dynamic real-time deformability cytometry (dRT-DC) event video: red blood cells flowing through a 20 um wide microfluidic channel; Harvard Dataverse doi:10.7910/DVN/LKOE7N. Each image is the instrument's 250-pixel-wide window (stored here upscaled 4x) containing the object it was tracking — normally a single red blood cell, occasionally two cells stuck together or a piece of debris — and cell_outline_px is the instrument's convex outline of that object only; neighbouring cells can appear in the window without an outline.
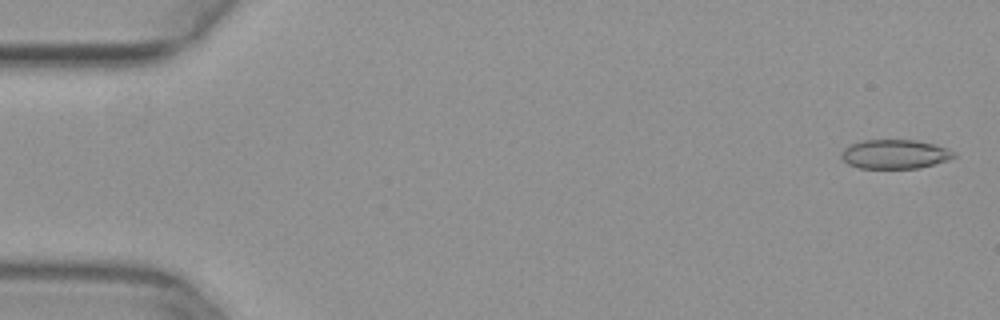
{"species": "common noctule bat (a hibernating species)", "species_latin": "Nyctalus noctula", "temperature_condition": "warm", "stored_images_in_passage": 14, "camera_frame_rate_fps": 3000, "um_per_image_px": 0.085, "animal": {"sex": "female", "body_mass_g": 29.2, "forearm_length_mm": 56.3}, "frame": {"image": 1, "passage_image": 2, "time_ms": 0.333, "image_size_px": [1000, 320], "cell_outline_px": [[956, 156], [948, 160], [920, 168], [860, 168], [848, 164], [840, 156], [840, 152], [844, 148], [852, 144], [864, 140], [916, 140], [936, 144], [948, 148], [956, 152]], "centroid_in_image_um": [76.09, 13.1], "position_along_channel_um": 8.9, "area_um2": 19.25}}